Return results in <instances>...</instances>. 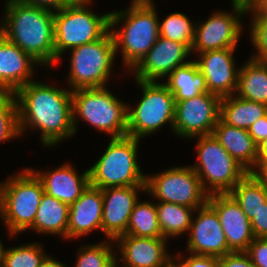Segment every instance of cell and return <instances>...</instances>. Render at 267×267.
Listing matches in <instances>:
<instances>
[{"mask_svg":"<svg viewBox=\"0 0 267 267\" xmlns=\"http://www.w3.org/2000/svg\"><path fill=\"white\" fill-rule=\"evenodd\" d=\"M20 135L38 129L44 146L57 145L74 134L72 91L31 81L16 93Z\"/></svg>","mask_w":267,"mask_h":267,"instance_id":"cell-1","label":"cell"},{"mask_svg":"<svg viewBox=\"0 0 267 267\" xmlns=\"http://www.w3.org/2000/svg\"><path fill=\"white\" fill-rule=\"evenodd\" d=\"M5 3L0 33L41 65H54V11L16 0Z\"/></svg>","mask_w":267,"mask_h":267,"instance_id":"cell-2","label":"cell"},{"mask_svg":"<svg viewBox=\"0 0 267 267\" xmlns=\"http://www.w3.org/2000/svg\"><path fill=\"white\" fill-rule=\"evenodd\" d=\"M155 9L153 0H132L128 9L110 12V31L116 55L121 51L122 61L129 72L141 62L160 36V20ZM121 22H125L124 26L114 30Z\"/></svg>","mask_w":267,"mask_h":267,"instance_id":"cell-3","label":"cell"},{"mask_svg":"<svg viewBox=\"0 0 267 267\" xmlns=\"http://www.w3.org/2000/svg\"><path fill=\"white\" fill-rule=\"evenodd\" d=\"M12 175L0 183V217L11 237L33 225L44 194L41 180L30 168Z\"/></svg>","mask_w":267,"mask_h":267,"instance_id":"cell-4","label":"cell"},{"mask_svg":"<svg viewBox=\"0 0 267 267\" xmlns=\"http://www.w3.org/2000/svg\"><path fill=\"white\" fill-rule=\"evenodd\" d=\"M128 105L117 99L107 87L81 88L72 91L73 127L77 117L111 138L127 136ZM77 115V116H76Z\"/></svg>","mask_w":267,"mask_h":267,"instance_id":"cell-5","label":"cell"},{"mask_svg":"<svg viewBox=\"0 0 267 267\" xmlns=\"http://www.w3.org/2000/svg\"><path fill=\"white\" fill-rule=\"evenodd\" d=\"M100 159L89 168L90 185L108 187L145 186L146 175L137 161L140 139L111 138Z\"/></svg>","mask_w":267,"mask_h":267,"instance_id":"cell-6","label":"cell"},{"mask_svg":"<svg viewBox=\"0 0 267 267\" xmlns=\"http://www.w3.org/2000/svg\"><path fill=\"white\" fill-rule=\"evenodd\" d=\"M89 5L67 4L54 11L55 63L67 50L99 40L110 31L111 13L96 15Z\"/></svg>","mask_w":267,"mask_h":267,"instance_id":"cell-7","label":"cell"},{"mask_svg":"<svg viewBox=\"0 0 267 267\" xmlns=\"http://www.w3.org/2000/svg\"><path fill=\"white\" fill-rule=\"evenodd\" d=\"M198 137V138H197ZM198 162L191 165L208 194L229 193L248 173L211 135L197 136Z\"/></svg>","mask_w":267,"mask_h":267,"instance_id":"cell-8","label":"cell"},{"mask_svg":"<svg viewBox=\"0 0 267 267\" xmlns=\"http://www.w3.org/2000/svg\"><path fill=\"white\" fill-rule=\"evenodd\" d=\"M135 82L141 87L143 95L135 108H127V136L142 139L168 123L173 131L176 102L168 87L158 81Z\"/></svg>","mask_w":267,"mask_h":267,"instance_id":"cell-9","label":"cell"},{"mask_svg":"<svg viewBox=\"0 0 267 267\" xmlns=\"http://www.w3.org/2000/svg\"><path fill=\"white\" fill-rule=\"evenodd\" d=\"M70 51L71 67L67 81L70 84L69 89L73 91L81 88L106 87L116 59L115 42L111 31L99 40L74 47Z\"/></svg>","mask_w":267,"mask_h":267,"instance_id":"cell-10","label":"cell"},{"mask_svg":"<svg viewBox=\"0 0 267 267\" xmlns=\"http://www.w3.org/2000/svg\"><path fill=\"white\" fill-rule=\"evenodd\" d=\"M146 192L159 202H170L195 210L203 206L208 194L191 166L173 167L154 175H146Z\"/></svg>","mask_w":267,"mask_h":267,"instance_id":"cell-11","label":"cell"},{"mask_svg":"<svg viewBox=\"0 0 267 267\" xmlns=\"http://www.w3.org/2000/svg\"><path fill=\"white\" fill-rule=\"evenodd\" d=\"M232 5L235 14L218 10L213 12L205 22L195 25L192 53L196 51L199 54L210 50L237 47L243 29L241 17L248 14V4L232 2Z\"/></svg>","mask_w":267,"mask_h":267,"instance_id":"cell-12","label":"cell"},{"mask_svg":"<svg viewBox=\"0 0 267 267\" xmlns=\"http://www.w3.org/2000/svg\"><path fill=\"white\" fill-rule=\"evenodd\" d=\"M218 95L206 92L183 101H175L173 132L181 138L211 135L220 115Z\"/></svg>","mask_w":267,"mask_h":267,"instance_id":"cell-13","label":"cell"},{"mask_svg":"<svg viewBox=\"0 0 267 267\" xmlns=\"http://www.w3.org/2000/svg\"><path fill=\"white\" fill-rule=\"evenodd\" d=\"M197 217H192L189 228L187 250L198 255L222 257L230 253L226 235L219 222L215 209L206 202L197 208Z\"/></svg>","mask_w":267,"mask_h":267,"instance_id":"cell-14","label":"cell"},{"mask_svg":"<svg viewBox=\"0 0 267 267\" xmlns=\"http://www.w3.org/2000/svg\"><path fill=\"white\" fill-rule=\"evenodd\" d=\"M236 48H224L199 53L194 60L203 73L209 93L220 98L236 93L239 68L235 65L233 52Z\"/></svg>","mask_w":267,"mask_h":267,"instance_id":"cell-15","label":"cell"},{"mask_svg":"<svg viewBox=\"0 0 267 267\" xmlns=\"http://www.w3.org/2000/svg\"><path fill=\"white\" fill-rule=\"evenodd\" d=\"M191 50L183 43L159 36L154 46L141 62L131 71L135 80L157 81L167 76L177 67L187 64L185 61Z\"/></svg>","mask_w":267,"mask_h":267,"instance_id":"cell-16","label":"cell"},{"mask_svg":"<svg viewBox=\"0 0 267 267\" xmlns=\"http://www.w3.org/2000/svg\"><path fill=\"white\" fill-rule=\"evenodd\" d=\"M207 202L217 213L226 235L228 250L230 252H246L255 237L251 221L239 204L229 193L208 195Z\"/></svg>","mask_w":267,"mask_h":267,"instance_id":"cell-17","label":"cell"},{"mask_svg":"<svg viewBox=\"0 0 267 267\" xmlns=\"http://www.w3.org/2000/svg\"><path fill=\"white\" fill-rule=\"evenodd\" d=\"M145 186L108 187L102 189V232L107 239L115 240L126 234L130 215L138 200V191Z\"/></svg>","mask_w":267,"mask_h":267,"instance_id":"cell-18","label":"cell"},{"mask_svg":"<svg viewBox=\"0 0 267 267\" xmlns=\"http://www.w3.org/2000/svg\"><path fill=\"white\" fill-rule=\"evenodd\" d=\"M124 261L120 267H172L173 256L167 253V239L124 234L114 240Z\"/></svg>","mask_w":267,"mask_h":267,"instance_id":"cell-19","label":"cell"},{"mask_svg":"<svg viewBox=\"0 0 267 267\" xmlns=\"http://www.w3.org/2000/svg\"><path fill=\"white\" fill-rule=\"evenodd\" d=\"M41 64L19 46L0 33V90L16 93L28 84L35 74L34 67Z\"/></svg>","mask_w":267,"mask_h":267,"instance_id":"cell-20","label":"cell"},{"mask_svg":"<svg viewBox=\"0 0 267 267\" xmlns=\"http://www.w3.org/2000/svg\"><path fill=\"white\" fill-rule=\"evenodd\" d=\"M102 189L88 185L81 196L70 205L67 240L102 231Z\"/></svg>","mask_w":267,"mask_h":267,"instance_id":"cell-21","label":"cell"},{"mask_svg":"<svg viewBox=\"0 0 267 267\" xmlns=\"http://www.w3.org/2000/svg\"><path fill=\"white\" fill-rule=\"evenodd\" d=\"M31 170L41 180L45 193L68 205L75 202L90 184L89 170L79 175L69 163L47 172Z\"/></svg>","mask_w":267,"mask_h":267,"instance_id":"cell-22","label":"cell"},{"mask_svg":"<svg viewBox=\"0 0 267 267\" xmlns=\"http://www.w3.org/2000/svg\"><path fill=\"white\" fill-rule=\"evenodd\" d=\"M212 134L248 172L256 165L257 145L248 130L228 125L219 118Z\"/></svg>","mask_w":267,"mask_h":267,"instance_id":"cell-23","label":"cell"},{"mask_svg":"<svg viewBox=\"0 0 267 267\" xmlns=\"http://www.w3.org/2000/svg\"><path fill=\"white\" fill-rule=\"evenodd\" d=\"M70 205L44 192L33 225L34 232L60 235L67 240Z\"/></svg>","mask_w":267,"mask_h":267,"instance_id":"cell-24","label":"cell"},{"mask_svg":"<svg viewBox=\"0 0 267 267\" xmlns=\"http://www.w3.org/2000/svg\"><path fill=\"white\" fill-rule=\"evenodd\" d=\"M267 115V105L242 99L237 95L220 100L219 118L226 124L248 130L259 118Z\"/></svg>","mask_w":267,"mask_h":267,"instance_id":"cell-25","label":"cell"},{"mask_svg":"<svg viewBox=\"0 0 267 267\" xmlns=\"http://www.w3.org/2000/svg\"><path fill=\"white\" fill-rule=\"evenodd\" d=\"M235 95L267 105V60L250 57L248 62L239 68Z\"/></svg>","mask_w":267,"mask_h":267,"instance_id":"cell-26","label":"cell"},{"mask_svg":"<svg viewBox=\"0 0 267 267\" xmlns=\"http://www.w3.org/2000/svg\"><path fill=\"white\" fill-rule=\"evenodd\" d=\"M167 77L163 83L174 95L175 101H183L208 92L203 73L194 60L177 67Z\"/></svg>","mask_w":267,"mask_h":267,"instance_id":"cell-27","label":"cell"},{"mask_svg":"<svg viewBox=\"0 0 267 267\" xmlns=\"http://www.w3.org/2000/svg\"><path fill=\"white\" fill-rule=\"evenodd\" d=\"M155 206L162 238L177 237L189 231L195 213L194 208L158 201Z\"/></svg>","mask_w":267,"mask_h":267,"instance_id":"cell-28","label":"cell"},{"mask_svg":"<svg viewBox=\"0 0 267 267\" xmlns=\"http://www.w3.org/2000/svg\"><path fill=\"white\" fill-rule=\"evenodd\" d=\"M251 221L267 202V191L248 172L229 192Z\"/></svg>","mask_w":267,"mask_h":267,"instance_id":"cell-29","label":"cell"},{"mask_svg":"<svg viewBox=\"0 0 267 267\" xmlns=\"http://www.w3.org/2000/svg\"><path fill=\"white\" fill-rule=\"evenodd\" d=\"M126 234L147 238L162 237L154 203L149 201L136 203L130 215Z\"/></svg>","mask_w":267,"mask_h":267,"instance_id":"cell-30","label":"cell"},{"mask_svg":"<svg viewBox=\"0 0 267 267\" xmlns=\"http://www.w3.org/2000/svg\"><path fill=\"white\" fill-rule=\"evenodd\" d=\"M195 25L185 14L175 12L159 21V35L163 38L185 44L190 50L195 37Z\"/></svg>","mask_w":267,"mask_h":267,"instance_id":"cell-31","label":"cell"},{"mask_svg":"<svg viewBox=\"0 0 267 267\" xmlns=\"http://www.w3.org/2000/svg\"><path fill=\"white\" fill-rule=\"evenodd\" d=\"M112 243L114 240L108 239V242L105 240L96 245H81L77 250L75 267H116L117 254L112 248Z\"/></svg>","mask_w":267,"mask_h":267,"instance_id":"cell-32","label":"cell"},{"mask_svg":"<svg viewBox=\"0 0 267 267\" xmlns=\"http://www.w3.org/2000/svg\"><path fill=\"white\" fill-rule=\"evenodd\" d=\"M18 105L14 92L0 90V143L20 137Z\"/></svg>","mask_w":267,"mask_h":267,"instance_id":"cell-33","label":"cell"},{"mask_svg":"<svg viewBox=\"0 0 267 267\" xmlns=\"http://www.w3.org/2000/svg\"><path fill=\"white\" fill-rule=\"evenodd\" d=\"M47 254L39 243L10 247L5 250L2 267H39Z\"/></svg>","mask_w":267,"mask_h":267,"instance_id":"cell-34","label":"cell"},{"mask_svg":"<svg viewBox=\"0 0 267 267\" xmlns=\"http://www.w3.org/2000/svg\"><path fill=\"white\" fill-rule=\"evenodd\" d=\"M250 37L257 53L251 58L267 60V16H252Z\"/></svg>","mask_w":267,"mask_h":267,"instance_id":"cell-35","label":"cell"},{"mask_svg":"<svg viewBox=\"0 0 267 267\" xmlns=\"http://www.w3.org/2000/svg\"><path fill=\"white\" fill-rule=\"evenodd\" d=\"M178 254L173 256V267H219L218 257L209 255H198L190 253L191 256L185 257Z\"/></svg>","mask_w":267,"mask_h":267,"instance_id":"cell-36","label":"cell"},{"mask_svg":"<svg viewBox=\"0 0 267 267\" xmlns=\"http://www.w3.org/2000/svg\"><path fill=\"white\" fill-rule=\"evenodd\" d=\"M246 253L255 267H267V238H254Z\"/></svg>","mask_w":267,"mask_h":267,"instance_id":"cell-37","label":"cell"},{"mask_svg":"<svg viewBox=\"0 0 267 267\" xmlns=\"http://www.w3.org/2000/svg\"><path fill=\"white\" fill-rule=\"evenodd\" d=\"M219 267H255L246 252H230L218 257Z\"/></svg>","mask_w":267,"mask_h":267,"instance_id":"cell-38","label":"cell"},{"mask_svg":"<svg viewBox=\"0 0 267 267\" xmlns=\"http://www.w3.org/2000/svg\"><path fill=\"white\" fill-rule=\"evenodd\" d=\"M251 226L255 238H267V202L251 220Z\"/></svg>","mask_w":267,"mask_h":267,"instance_id":"cell-39","label":"cell"},{"mask_svg":"<svg viewBox=\"0 0 267 267\" xmlns=\"http://www.w3.org/2000/svg\"><path fill=\"white\" fill-rule=\"evenodd\" d=\"M248 133L253 138L256 145L267 138V115L259 118L248 129Z\"/></svg>","mask_w":267,"mask_h":267,"instance_id":"cell-40","label":"cell"},{"mask_svg":"<svg viewBox=\"0 0 267 267\" xmlns=\"http://www.w3.org/2000/svg\"><path fill=\"white\" fill-rule=\"evenodd\" d=\"M249 173L267 191V160L257 162Z\"/></svg>","mask_w":267,"mask_h":267,"instance_id":"cell-41","label":"cell"},{"mask_svg":"<svg viewBox=\"0 0 267 267\" xmlns=\"http://www.w3.org/2000/svg\"><path fill=\"white\" fill-rule=\"evenodd\" d=\"M22 3L57 11L67 3L64 0H16Z\"/></svg>","mask_w":267,"mask_h":267,"instance_id":"cell-42","label":"cell"},{"mask_svg":"<svg viewBox=\"0 0 267 267\" xmlns=\"http://www.w3.org/2000/svg\"><path fill=\"white\" fill-rule=\"evenodd\" d=\"M247 13H253V16H267V0H251Z\"/></svg>","mask_w":267,"mask_h":267,"instance_id":"cell-43","label":"cell"},{"mask_svg":"<svg viewBox=\"0 0 267 267\" xmlns=\"http://www.w3.org/2000/svg\"><path fill=\"white\" fill-rule=\"evenodd\" d=\"M267 160V138L257 145V162Z\"/></svg>","mask_w":267,"mask_h":267,"instance_id":"cell-44","label":"cell"},{"mask_svg":"<svg viewBox=\"0 0 267 267\" xmlns=\"http://www.w3.org/2000/svg\"><path fill=\"white\" fill-rule=\"evenodd\" d=\"M39 267H66V264L64 265L60 261H57V259L50 257V255H46Z\"/></svg>","mask_w":267,"mask_h":267,"instance_id":"cell-45","label":"cell"},{"mask_svg":"<svg viewBox=\"0 0 267 267\" xmlns=\"http://www.w3.org/2000/svg\"><path fill=\"white\" fill-rule=\"evenodd\" d=\"M5 250L6 248H4L2 242L0 241V267L3 266Z\"/></svg>","mask_w":267,"mask_h":267,"instance_id":"cell-46","label":"cell"},{"mask_svg":"<svg viewBox=\"0 0 267 267\" xmlns=\"http://www.w3.org/2000/svg\"><path fill=\"white\" fill-rule=\"evenodd\" d=\"M67 4H84L92 2V0H64Z\"/></svg>","mask_w":267,"mask_h":267,"instance_id":"cell-47","label":"cell"},{"mask_svg":"<svg viewBox=\"0 0 267 267\" xmlns=\"http://www.w3.org/2000/svg\"><path fill=\"white\" fill-rule=\"evenodd\" d=\"M251 0H231V2H243V3H249Z\"/></svg>","mask_w":267,"mask_h":267,"instance_id":"cell-48","label":"cell"}]
</instances>
